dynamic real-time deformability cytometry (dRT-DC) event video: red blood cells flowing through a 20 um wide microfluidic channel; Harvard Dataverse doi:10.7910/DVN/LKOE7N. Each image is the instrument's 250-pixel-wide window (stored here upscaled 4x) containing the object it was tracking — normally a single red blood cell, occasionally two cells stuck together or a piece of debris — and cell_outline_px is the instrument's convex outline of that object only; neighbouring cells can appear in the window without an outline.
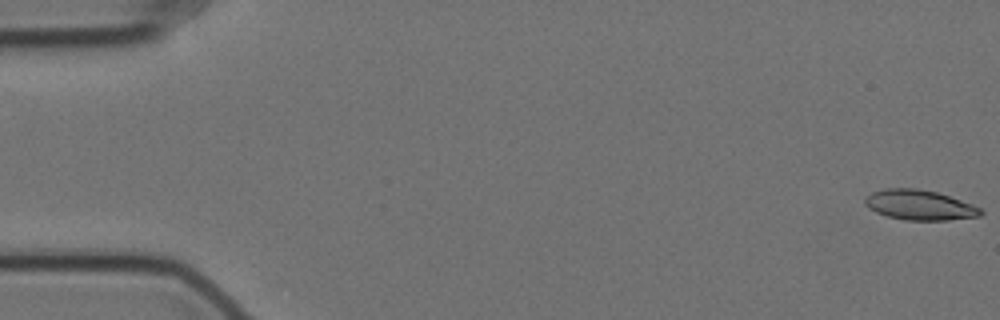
{"species": "Egyptian fruit bat (a non-hibernating species)", "species_latin": "Rousettus aegyptiacus", "temperature_condition": "cold", "stored_images_in_passage": 58, "camera_frame_rate_fps": 3000, "um_per_image_px": 0.085, "animal": {"sex": "female"}, "frame": {"image": 1, "passage_image": 1, "time_ms": 0.0, "image_size_px": [1000, 320], "cell_outline_px": [[972, 212], [968, 216], [928, 220], [924, 220], [892, 216], [880, 212], [876, 208], [884, 192], [932, 192], [956, 200], [964, 204]], "centroid_in_image_um": [78.31, 17.5], "position_along_channel_um": 6.7, "area_um2": 14.74}}
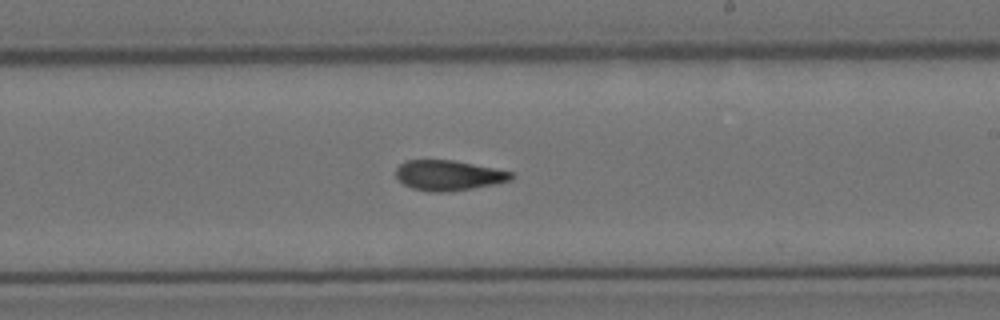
{"frame": {"image": 2, "passage_image": 34, "time_ms": 11.0, "image_size_px": [1000, 320], "cell_outline_px": [[508, 176], [500, 180], [452, 188], [424, 188], [412, 184], [404, 180], [400, 176], [400, 168], [408, 164], [420, 160], [436, 160], [464, 164], [508, 172]], "centroid_in_image_um": [38.05, 14.82], "position_along_channel_um": 250.9, "area_um2": 15.61}}
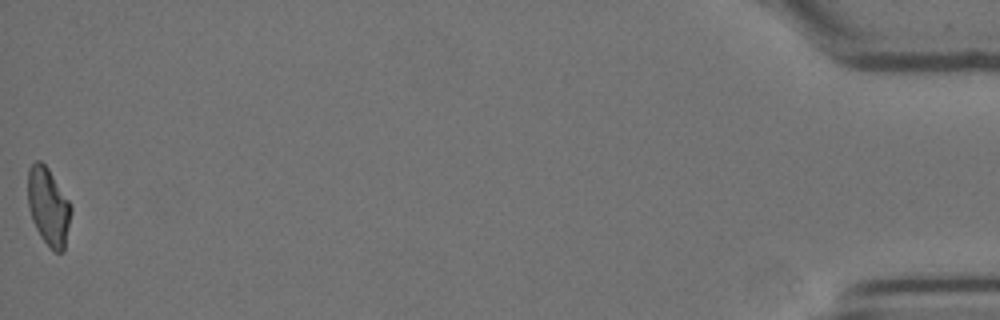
{"frame": {"image": 3, "passage_image": 58, "time_ms": 19.0, "image_size_px": [1000, 320], "cell_outline_px": [[68, 220], [64, 244], [60, 252], [52, 248], [48, 244], [40, 232], [36, 224], [32, 212], [28, 192], [40, 164], [44, 164], [68, 204]], "centroid_in_image_um": [4.16, 17.72], "position_along_channel_um": 431.0, "area_um2": 15.84}, "authors_computed_cell_mechanics": {"area_um2": 15.6927, "velocity_mm_per_s": 3.503, "shape_relaxation_time_tau1_ms": null, "shape_relaxation_time_tau2_ms": 4.4251, "deformation_change_tau1": null, "deformation_change_tau2": 0.1307}}